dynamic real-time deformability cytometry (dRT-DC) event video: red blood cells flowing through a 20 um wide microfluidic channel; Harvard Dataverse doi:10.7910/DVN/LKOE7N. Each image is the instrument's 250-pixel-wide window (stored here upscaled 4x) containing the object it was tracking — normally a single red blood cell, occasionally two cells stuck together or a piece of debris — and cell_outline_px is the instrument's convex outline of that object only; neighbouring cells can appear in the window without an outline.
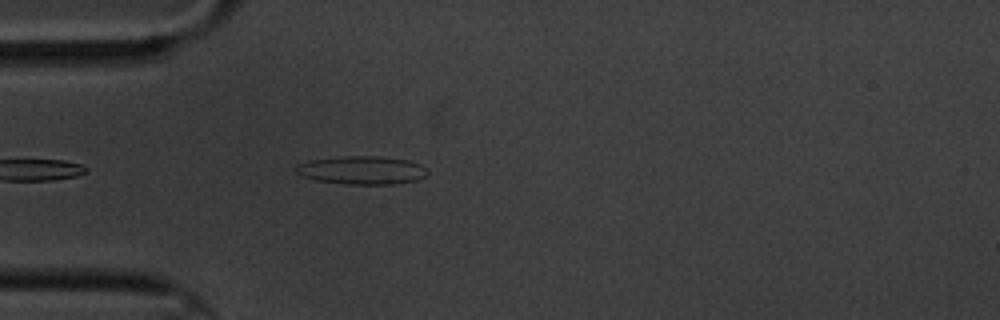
{"species": "common noctule bat (a hibernating species)", "species_latin": "Nyctalus noctula", "temperature_condition": "cold", "stored_images_in_passage": 4, "camera_frame_rate_fps": 3000, "um_per_image_px": 0.085, "animal": {"sex": "male", "body_mass_g": 20.1, "forearm_length_mm": 53.5}, "frame": {"image": 1, "passage_image": 4, "time_ms": 3.667, "image_size_px": [1000, 320], "cell_outline_px": [[428, 172], [424, 176], [416, 180], [392, 184], [348, 184], [316, 180], [300, 176], [296, 172], [296, 164], [308, 160], [340, 156], [380, 156], [408, 160], [420, 164], [428, 168]], "centroid_in_image_um": [30.74, 14.45], "position_along_channel_um": 54.3, "area_um2": 21.79}}